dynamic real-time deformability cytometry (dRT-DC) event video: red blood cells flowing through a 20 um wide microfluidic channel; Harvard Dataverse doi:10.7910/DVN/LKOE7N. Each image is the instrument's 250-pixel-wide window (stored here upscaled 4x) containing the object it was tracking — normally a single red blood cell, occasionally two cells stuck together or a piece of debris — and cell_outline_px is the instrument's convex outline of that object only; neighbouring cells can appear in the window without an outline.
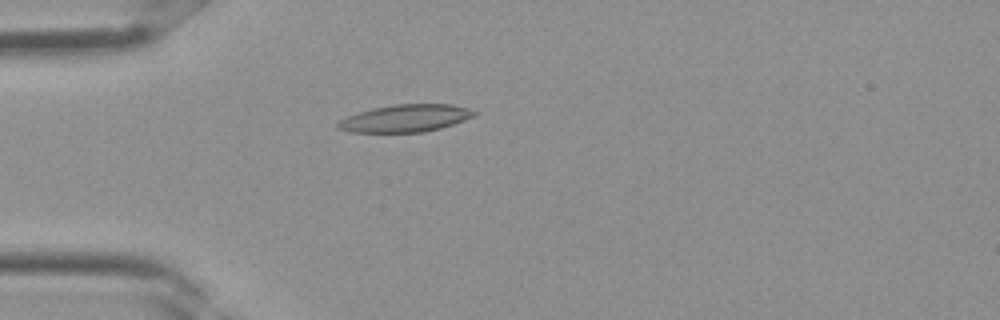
{"species": "Egyptian fruit bat (a non-hibernating species)", "species_latin": "Rousettus aegyptiacus", "temperature_condition": "room temperature", "stored_images_in_passage": 30, "camera_frame_rate_fps": 3000, "um_per_image_px": 0.085, "frame": {"image": 1, "passage_image": 5, "time_ms": 1.333, "image_size_px": [1000, 320], "cell_outline_px": [[476, 116], [440, 128], [424, 132], [348, 132], [336, 128], [336, 124], [340, 120], [348, 116], [372, 108], [396, 104], [452, 104], [468, 108], [476, 112]], "centroid_in_image_um": [34.45, 10.05], "position_along_channel_um": 50.5, "area_um2": 21.68}}
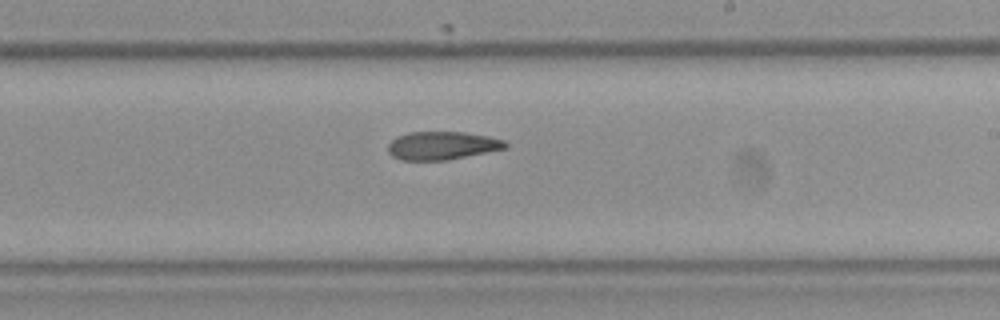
{"frame": {"image": 2, "passage_image": 16, "time_ms": 5.0, "image_size_px": [1000, 320], "cell_outline_px": [[508, 148], [448, 160], [400, 160], [392, 156], [388, 152], [388, 144], [396, 136], [408, 132], [464, 132], [488, 136], [504, 140], [508, 144]], "centroid_in_image_um": [37.58, 12.37], "position_along_channel_um": 251.4, "area_um2": 19.42}}
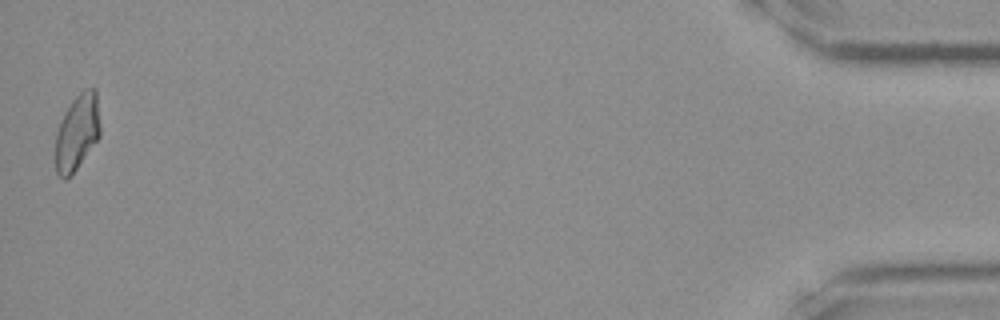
{"frame": {"image": 3, "passage_image": 30, "time_ms": 9.667, "image_size_px": [1000, 320], "cell_outline_px": [[100, 136], [76, 168], [64, 180], [56, 172], [56, 132], [64, 112], [72, 100], [84, 88], [96, 88], [100, 124]], "centroid_in_image_um": [6.57, 11.19], "position_along_channel_um": 428.6, "area_um2": 19.59}}